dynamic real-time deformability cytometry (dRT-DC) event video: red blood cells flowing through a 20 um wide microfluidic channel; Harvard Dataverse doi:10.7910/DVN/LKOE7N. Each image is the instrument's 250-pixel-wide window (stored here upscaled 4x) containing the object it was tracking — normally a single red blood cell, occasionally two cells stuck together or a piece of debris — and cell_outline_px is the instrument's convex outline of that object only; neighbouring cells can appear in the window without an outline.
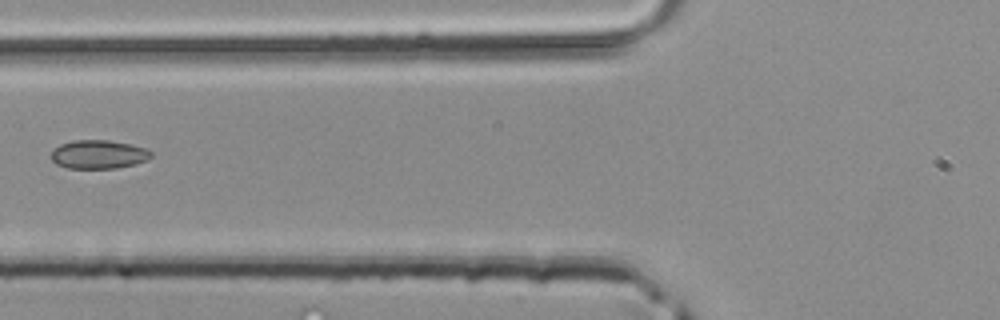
{"species": "common noctule bat (a hibernating species)", "species_latin": "Nyctalus noctula", "temperature_condition": "room temperature", "stored_images_in_passage": 5, "camera_frame_rate_fps": 3000, "um_per_image_px": 0.085, "animal": {"sex": "male", "body_mass_g": 20.4}, "frame": {"image": 1, "passage_image": 5, "time_ms": 1.333, "image_size_px": [1000, 320], "cell_outline_px": [[152, 156], [148, 160], [136, 164], [116, 168], [68, 168], [56, 164], [52, 160], [52, 148], [60, 144], [72, 140], [108, 140], [128, 144], [144, 148], [152, 152]], "centroid_in_image_um": [8.36, 13.12], "position_along_channel_um": 117.4, "area_um2": 16.7}}